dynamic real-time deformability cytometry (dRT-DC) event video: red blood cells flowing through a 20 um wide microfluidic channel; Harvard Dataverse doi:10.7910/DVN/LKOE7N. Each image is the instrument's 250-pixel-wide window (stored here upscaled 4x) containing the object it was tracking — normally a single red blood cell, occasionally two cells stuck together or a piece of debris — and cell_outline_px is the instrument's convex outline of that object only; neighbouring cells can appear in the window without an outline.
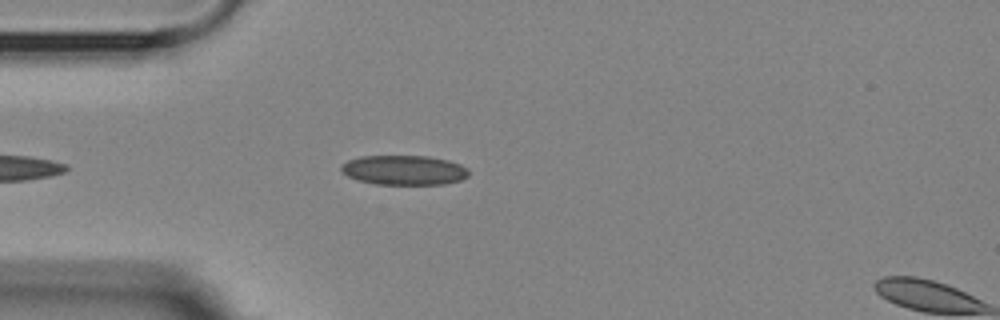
{"species": "Egyptian fruit bat (a non-hibernating species)", "species_latin": "Rousettus aegyptiacus", "temperature_condition": "room temperature", "stored_images_in_passage": 2, "segment_of_instrument_passage": [1, 2], "camera_frame_rate_fps": 3000, "um_per_image_px": 0.085, "animal": {"sex": "female"}, "frame": {"image": 1, "passage_image": 1, "time_ms": 0.0, "image_size_px": [1000, 320], "cell_outline_px": [[468, 176], [460, 180], [444, 184], [376, 184], [356, 180], [340, 172], [340, 164], [348, 160], [360, 156], [428, 156], [448, 160], [460, 164], [468, 168]], "centroid_in_image_um": [34.3, 14.45], "position_along_channel_um": 50.7, "area_um2": 22.2}}